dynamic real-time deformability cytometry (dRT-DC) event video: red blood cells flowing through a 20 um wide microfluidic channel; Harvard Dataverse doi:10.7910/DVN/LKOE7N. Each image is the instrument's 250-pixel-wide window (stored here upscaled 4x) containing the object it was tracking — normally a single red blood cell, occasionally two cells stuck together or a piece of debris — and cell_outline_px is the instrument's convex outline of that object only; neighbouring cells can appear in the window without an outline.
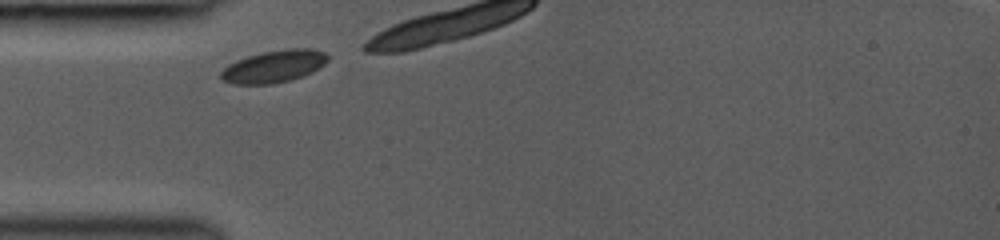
{"species": "common noctule bat (a hibernating species)", "species_latin": "Nyctalus noctula", "temperature_condition": "room temperature", "stored_images_in_passage": 5, "camera_frame_rate_fps": 3000, "um_per_image_px": 0.085, "animal": {"sex": "female", "body_mass_g": 19.0, "forearm_length_mm": 53.3}, "frame": {"image": 1, "passage_image": 1, "time_ms": 0.0, "image_size_px": [1000, 240], "cell_outline_px": [[328, 60], [324, 64], [312, 72], [304, 76], [272, 84], [232, 84], [220, 80], [220, 72], [228, 64], [236, 60], [248, 56], [264, 52], [288, 48], [312, 48], [324, 52], [328, 56]], "centroid_in_image_um": [23.26, 5.64], "position_along_channel_um": 61.7, "area_um2": 20.17}}